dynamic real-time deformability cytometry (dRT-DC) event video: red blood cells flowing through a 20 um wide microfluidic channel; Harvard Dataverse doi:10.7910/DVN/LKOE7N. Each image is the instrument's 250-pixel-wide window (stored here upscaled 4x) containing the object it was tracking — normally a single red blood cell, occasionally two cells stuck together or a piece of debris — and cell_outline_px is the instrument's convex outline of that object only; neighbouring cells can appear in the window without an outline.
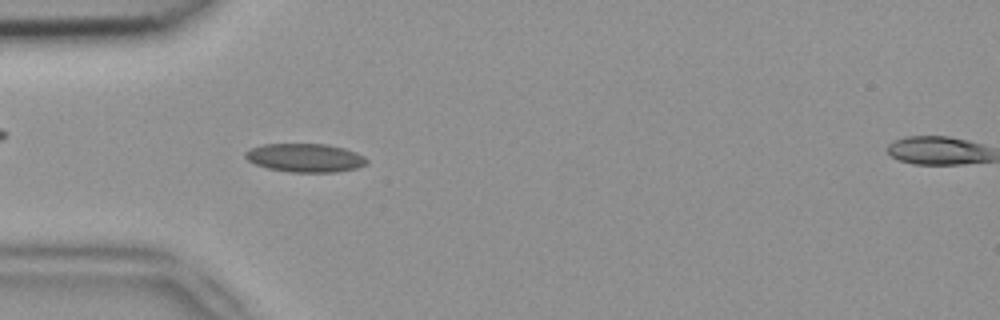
{"species": "common noctule bat (a hibernating species)", "species_latin": "Nyctalus noctula", "temperature_condition": "room temperature", "stored_images_in_passage": 39, "camera_frame_rate_fps": 3000, "um_per_image_px": 0.085, "animal": {"sex": "female", "body_mass_g": 18.4}, "frame": {"image": 1, "passage_image": 5, "time_ms": 1.333, "image_size_px": [1000, 320], "cell_outline_px": [[368, 164], [356, 168], [336, 172], [292, 172], [268, 168], [256, 164], [248, 160], [244, 156], [244, 152], [252, 148], [264, 144], [328, 144], [344, 148], [356, 152], [364, 156], [368, 160]], "centroid_in_image_um": [25.97, 13.41], "position_along_channel_um": 59.0, "area_um2": 20.17}}
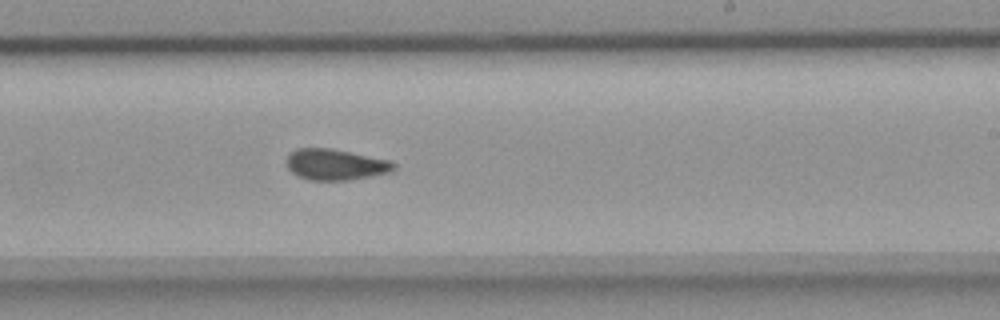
{"frame": {"image": 2, "passage_image": 20, "time_ms": 6.333, "image_size_px": [1000, 320], "cell_outline_px": [[396, 168], [392, 172], [348, 180], [308, 180], [292, 172], [288, 168], [288, 152], [296, 148], [332, 148], [392, 160], [396, 164]], "centroid_in_image_um": [28.56, 13.97], "position_along_channel_um": 260.4, "area_um2": 19.54}}
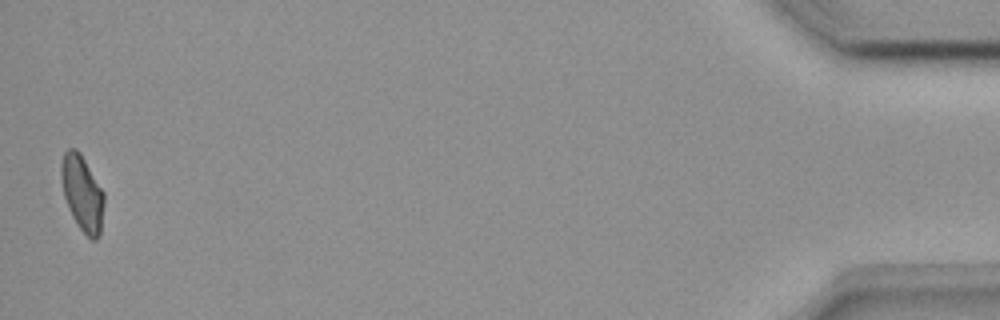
{"frame": {"image": 3, "passage_image": 39, "time_ms": 12.667, "image_size_px": [1000, 320], "cell_outline_px": [[104, 204], [100, 236], [96, 240], [92, 240], [80, 228], [72, 216], [68, 208], [64, 196], [60, 176], [60, 168], [64, 152], [68, 148], [76, 148], [80, 152], [104, 192]], "centroid_in_image_um": [6.99, 16.41], "position_along_channel_um": 428.2, "area_um2": 18.96}}